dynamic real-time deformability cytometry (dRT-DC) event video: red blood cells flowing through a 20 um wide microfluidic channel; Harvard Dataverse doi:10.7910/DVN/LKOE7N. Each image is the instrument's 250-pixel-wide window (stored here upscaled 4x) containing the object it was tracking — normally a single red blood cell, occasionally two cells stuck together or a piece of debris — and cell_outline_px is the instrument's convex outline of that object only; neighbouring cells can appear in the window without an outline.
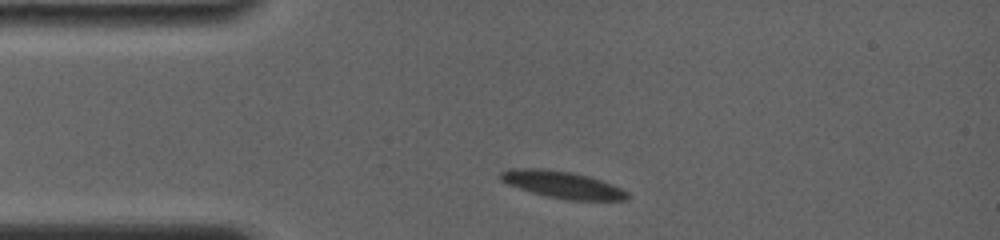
{"species": "common noctule bat (a hibernating species)", "species_latin": "Nyctalus noctula", "temperature_condition": "room temperature", "stored_images_in_passage": 44, "camera_frame_rate_fps": 4000, "um_per_image_px": 0.085, "animal": {"sex": "female", "body_mass_g": 19.0, "forearm_length_mm": 56.7}, "frame": {"image": 1, "passage_image": 3, "time_ms": 0.75, "image_size_px": [1000, 240], "cell_outline_px": [[628, 200], [568, 200], [548, 196], [532, 192], [508, 184], [500, 180], [500, 172], [512, 168], [544, 168], [572, 172], [588, 176], [612, 184], [628, 192]], "centroid_in_image_um": [47.8, 15.69], "position_along_channel_um": 37.2, "area_um2": 19.83}}
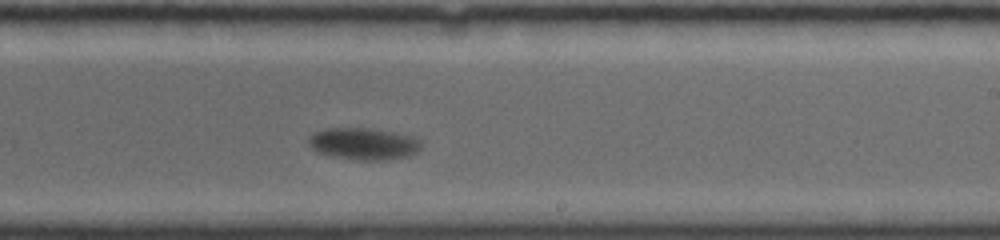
{"frame": {"image": 2, "passage_image": 26, "time_ms": 7.75, "image_size_px": [1000, 240], "cell_outline_px": [[420, 148], [416, 152], [408, 156], [384, 160], [360, 160], [336, 156], [320, 152], [312, 148], [308, 144], [308, 140], [316, 132], [328, 128], [372, 128], [396, 132], [412, 136], [420, 140]], "centroid_in_image_um": [30.95, 12.21], "position_along_channel_um": 258.0, "area_um2": 20.63}}
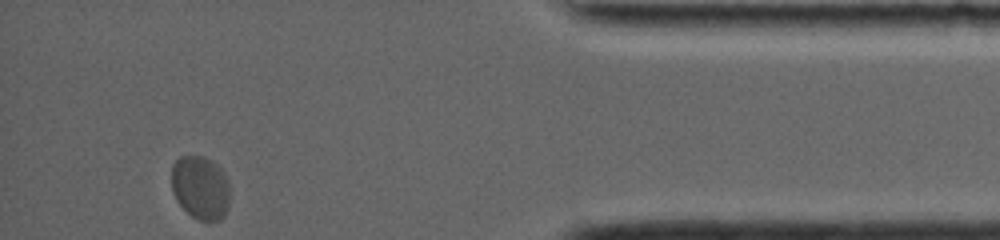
{"frame": {"image": 3, "passage_image": 44, "time_ms": 13.25, "image_size_px": [1000, 240], "cell_outline_px": [[228, 208], [224, 216], [220, 220], [208, 224], [192, 216], [176, 200], [172, 192], [172, 164], [180, 156], [200, 156], [212, 160], [224, 172], [228, 180]], "centroid_in_image_um": [17.04, 15.97], "position_along_channel_um": 418.2, "area_um2": 21.85}, "authors_computed_cell_mechanics": {"area_um2": 21.0103, "velocity_mm_per_s": 3.5321, "shape_relaxation_time_tau1_ms": 2.8901, "shape_relaxation_time_tau2_ms": null, "deformation_change_tau1": 0.1218, "deformation_change_tau2": null}}